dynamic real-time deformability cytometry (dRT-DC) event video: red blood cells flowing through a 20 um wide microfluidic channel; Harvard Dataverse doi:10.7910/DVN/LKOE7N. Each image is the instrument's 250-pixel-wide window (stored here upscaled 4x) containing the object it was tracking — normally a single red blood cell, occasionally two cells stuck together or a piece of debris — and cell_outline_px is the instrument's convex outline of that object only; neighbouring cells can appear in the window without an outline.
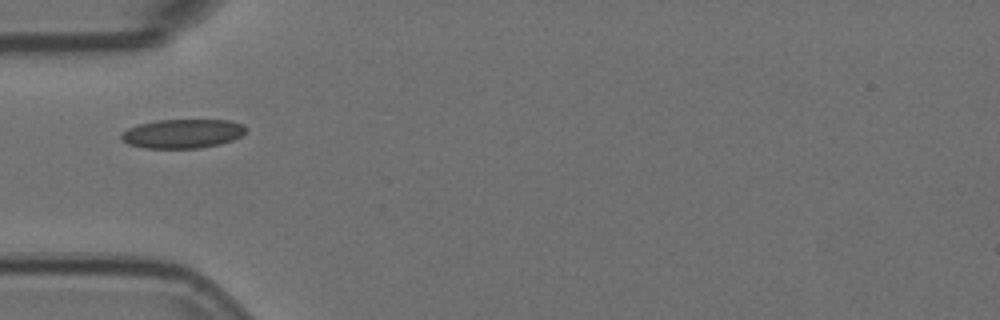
{"species": "Egyptian fruit bat (a non-hibernating species)", "species_latin": "Rousettus aegyptiacus", "temperature_condition": "room temperature", "stored_images_in_passage": 12, "camera_frame_rate_fps": 3000, "um_per_image_px": 0.085, "animal": {"sex": "female"}, "frame": {"image": 1, "passage_image": 1, "time_ms": 0.0, "image_size_px": [1000, 320], "cell_outline_px": [[248, 128], [240, 136], [232, 140], [220, 144], [200, 148], [144, 148], [128, 144], [120, 140], [120, 136], [128, 128], [140, 124], [156, 120], [228, 120], [244, 124]], "centroid_in_image_um": [15.52, 11.36], "position_along_channel_um": 69.5, "area_um2": 21.15}}
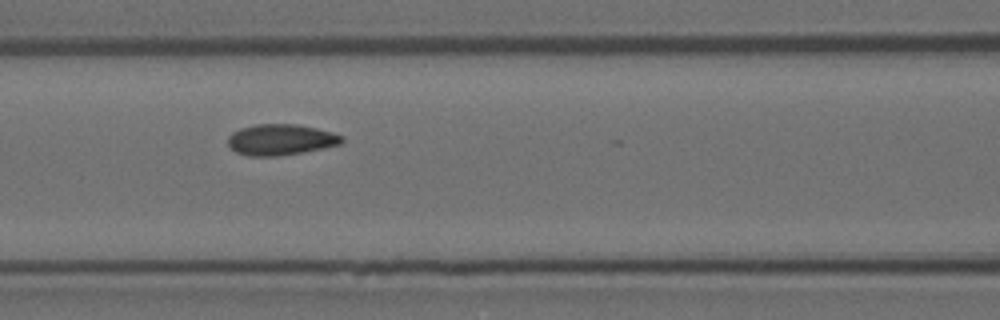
{"frame": {"image": 2, "passage_image": 7, "time_ms": 2.0, "image_size_px": [1000, 320], "cell_outline_px": [[344, 140], [340, 144], [300, 152], [276, 156], [248, 156], [236, 152], [228, 144], [228, 136], [232, 132], [240, 128], [256, 124], [296, 124], [316, 128], [332, 132], [344, 136]], "centroid_in_image_um": [23.84, 11.86], "position_along_channel_um": 142.8, "area_um2": 20.4}}
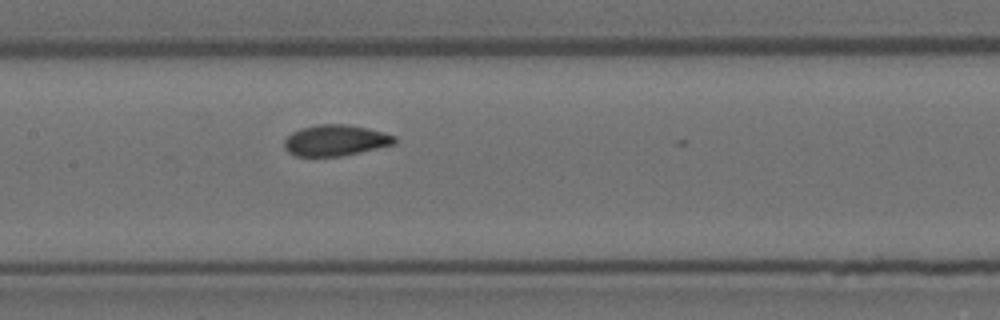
{"frame": {"image": 3, "passage_image": 10, "time_ms": 3.0, "image_size_px": [1000, 320], "cell_outline_px": [[396, 144], [340, 156], [296, 156], [288, 152], [284, 148], [284, 140], [292, 132], [300, 128], [316, 124], [348, 124], [368, 128], [384, 132], [396, 136]], "centroid_in_image_um": [28.51, 11.92], "position_along_channel_um": 178.9, "area_um2": 20.06}}